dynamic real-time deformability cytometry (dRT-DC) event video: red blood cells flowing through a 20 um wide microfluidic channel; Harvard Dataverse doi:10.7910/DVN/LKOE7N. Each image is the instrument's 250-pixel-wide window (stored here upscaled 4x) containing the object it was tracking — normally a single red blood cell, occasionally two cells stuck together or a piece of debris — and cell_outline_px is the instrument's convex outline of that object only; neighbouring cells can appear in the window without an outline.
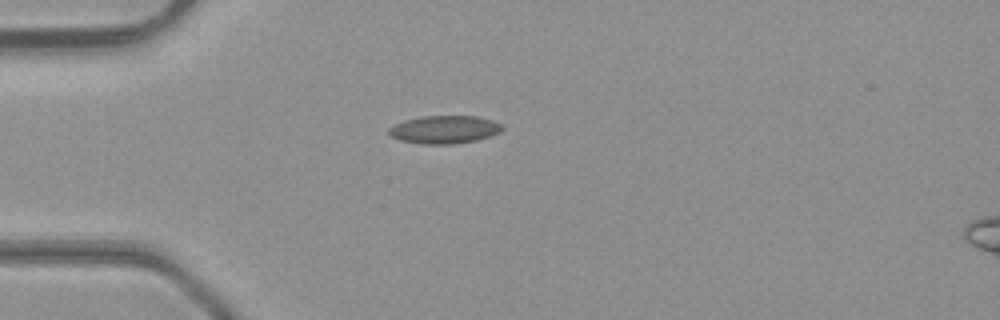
{"species": "common noctule bat (a hibernating species)", "species_latin": "Nyctalus noctula", "temperature_condition": "room temperature", "stored_images_in_passage": 3, "camera_frame_rate_fps": 3000, "um_per_image_px": 0.085, "animal": {"sex": "male", "body_mass_g": 23.1, "forearm_length_mm": 52.7}, "frame": {"image": 1, "passage_image": 3, "time_ms": 0.667, "image_size_px": [1000, 320], "cell_outline_px": [[504, 128], [500, 132], [476, 140], [452, 144], [420, 144], [400, 140], [392, 136], [388, 132], [388, 128], [404, 120], [420, 116], [476, 116], [492, 120], [500, 124]], "centroid_in_image_um": [37.76, 11.01], "position_along_channel_um": 47.2, "area_um2": 18.38}}